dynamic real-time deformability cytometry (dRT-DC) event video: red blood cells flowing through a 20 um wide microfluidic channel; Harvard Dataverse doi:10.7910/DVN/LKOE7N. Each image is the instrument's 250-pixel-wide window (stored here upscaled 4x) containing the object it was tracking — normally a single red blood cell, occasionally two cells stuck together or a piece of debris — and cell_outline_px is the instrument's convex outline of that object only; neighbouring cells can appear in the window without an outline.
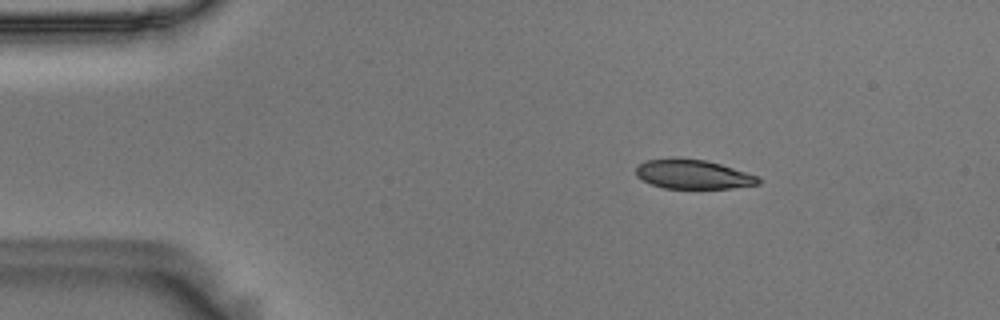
{"species": "Egyptian fruit bat (a non-hibernating species)", "species_latin": "Rousettus aegyptiacus", "temperature_condition": "room temperature", "stored_images_in_passage": 51, "camera_frame_rate_fps": 3000, "um_per_image_px": 0.085, "animal": {"sex": "male"}, "frame": {"image": 1, "passage_image": 4, "time_ms": 1.0, "image_size_px": [1000, 320], "cell_outline_px": [[760, 184], [732, 188], [664, 188], [652, 184], [636, 176], [636, 168], [644, 160], [672, 156], [676, 156], [708, 160], [756, 176], [760, 180]], "centroid_in_image_um": [58.85, 14.78], "position_along_channel_um": 26.2, "area_um2": 21.04}}
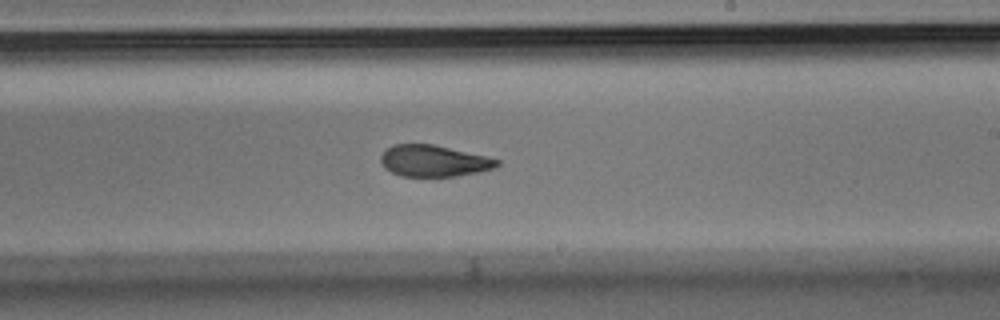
{"frame": {"image": 2, "passage_image": 28, "time_ms": 9.0, "image_size_px": [1000, 320], "cell_outline_px": [[500, 164], [496, 168], [480, 172], [456, 176], [400, 176], [384, 168], [380, 160], [380, 156], [392, 144], [432, 144], [484, 156], [500, 160]], "centroid_in_image_um": [36.86, 13.68], "position_along_channel_um": 252.1, "area_um2": 21.21}}
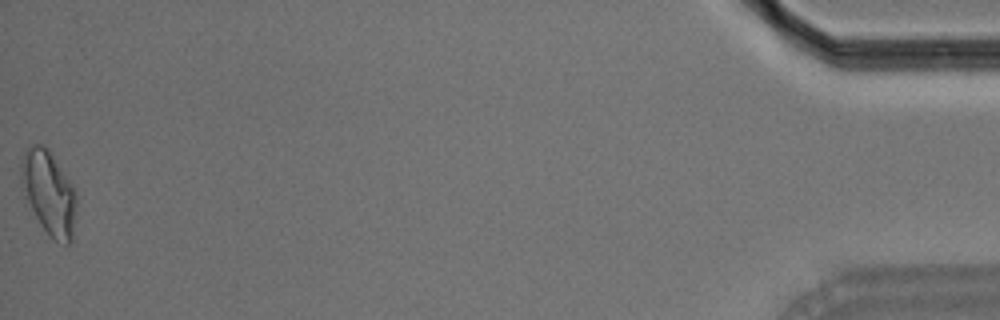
{"frame": {"image": 3, "passage_image": 51, "time_ms": 16.667, "image_size_px": [1000, 320], "cell_outline_px": [[76, 212], [72, 240], [68, 244], [64, 244], [48, 236], [40, 224], [24, 196], [20, 184], [20, 160], [24, 148], [28, 144], [40, 144], [48, 148], [72, 184], [76, 192]], "centroid_in_image_um": [4.12, 16.35], "position_along_channel_um": 431.1, "area_um2": 27.57}, "authors_computed_cell_mechanics": {"area_um2": 22.7154, "velocity_mm_per_s": 3.609, "shape_relaxation_time_tau1_ms": 5.2413, "shape_relaxation_time_tau2_ms": 3.1685, "deformation_change_tau1": 0.1523, "deformation_change_tau2": 0.066}}